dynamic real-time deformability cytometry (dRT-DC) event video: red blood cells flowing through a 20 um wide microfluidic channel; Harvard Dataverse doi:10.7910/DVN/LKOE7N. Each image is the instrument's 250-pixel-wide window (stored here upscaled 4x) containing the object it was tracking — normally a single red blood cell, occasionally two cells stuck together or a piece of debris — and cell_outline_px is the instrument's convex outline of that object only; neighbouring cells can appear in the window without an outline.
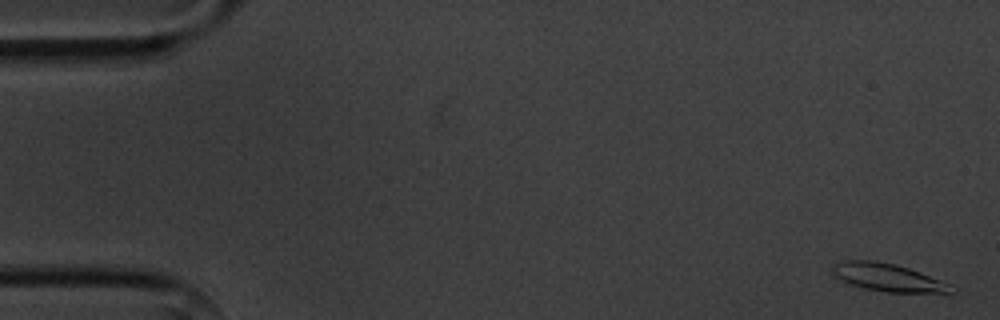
{"species": "common noctule bat (a hibernating species)", "species_latin": "Nyctalus noctula", "temperature_condition": "cold", "stored_images_in_passage": 4, "camera_frame_rate_fps": 3000, "um_per_image_px": 0.085, "animal": {"sex": "male", "body_mass_g": 20.1, "forearm_length_mm": 53.5}, "frame": {"image": 1, "passage_image": 1, "time_ms": 0.0, "image_size_px": [1000, 320], "cell_outline_px": [[956, 292], [888, 292], [864, 288], [848, 284], [840, 280], [832, 272], [832, 264], [844, 260], [876, 260], [896, 264], [920, 272], [940, 280], [956, 288]], "centroid_in_image_um": [75.42, 23.57], "position_along_channel_um": 9.6, "area_um2": 19.19}}